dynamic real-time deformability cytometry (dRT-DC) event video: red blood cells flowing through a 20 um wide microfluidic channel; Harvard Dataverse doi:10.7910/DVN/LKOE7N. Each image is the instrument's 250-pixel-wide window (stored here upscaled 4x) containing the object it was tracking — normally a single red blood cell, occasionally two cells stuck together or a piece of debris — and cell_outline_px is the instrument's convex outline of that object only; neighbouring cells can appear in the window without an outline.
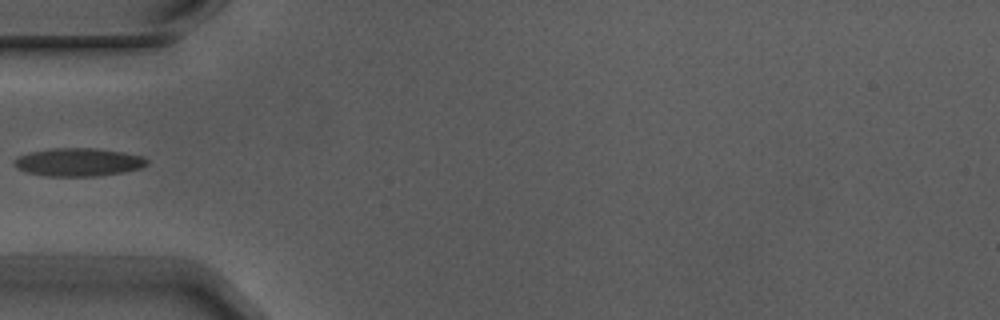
{"species": "Egyptian fruit bat (a non-hibernating species)", "species_latin": "Rousettus aegyptiacus", "temperature_condition": "warm", "stored_images_in_passage": 1, "camera_frame_rate_fps": 3000, "um_per_image_px": 0.085, "animal": {"sex": "male"}, "frame": {"image": 1, "passage_image": 1, "time_ms": 0.0, "image_size_px": [1000, 320], "cell_outline_px": [[148, 164], [144, 168], [124, 172], [96, 176], [44, 176], [28, 172], [16, 168], [12, 164], [12, 160], [28, 152], [52, 148], [92, 148], [124, 152], [144, 156], [148, 160]], "centroid_in_image_um": [6.68, 13.78], "position_along_channel_um": 78.3, "area_um2": 22.02}}